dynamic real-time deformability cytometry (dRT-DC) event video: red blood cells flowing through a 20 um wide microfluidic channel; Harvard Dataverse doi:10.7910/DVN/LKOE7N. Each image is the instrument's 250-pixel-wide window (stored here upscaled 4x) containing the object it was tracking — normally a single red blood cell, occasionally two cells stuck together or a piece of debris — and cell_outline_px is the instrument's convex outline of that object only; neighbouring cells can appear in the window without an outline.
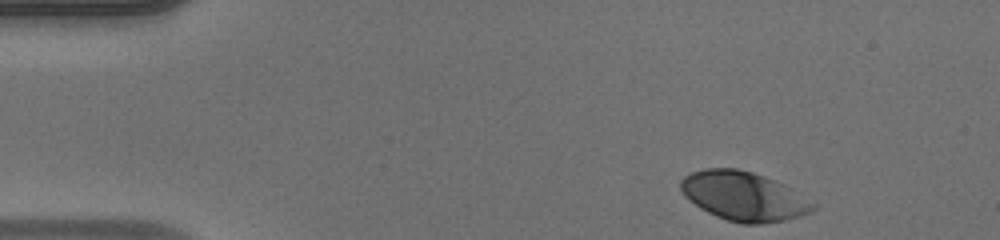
{"species": "human", "species_latin": "Homo sapiens", "temperature_condition": "warm", "stored_images_in_passage": 44, "camera_frame_rate_fps": 3000, "um_per_image_px": 0.085, "donor": {"sex": "male"}, "frame": {"image": 1, "passage_image": 1, "time_ms": 0.0, "image_size_px": [1000, 240], "cell_outline_px": [[816, 208], [812, 212], [800, 216], [784, 220], [764, 224], [740, 224], [716, 216], [700, 208], [684, 196], [680, 188], [680, 180], [684, 176], [692, 172], [704, 168], [736, 168], [752, 172], [764, 176], [784, 184], [816, 204]], "centroid_in_image_um": [63.21, 16.68], "position_along_channel_um": 21.8, "area_um2": 37.92}}
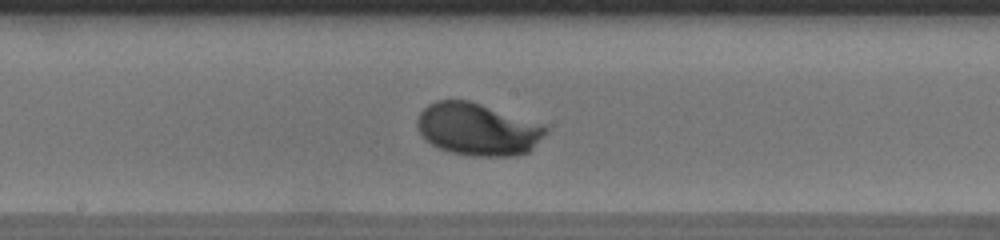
{"frame": {"image": 2, "passage_image": 21, "time_ms": 6.667, "image_size_px": [1000, 240], "cell_outline_px": [[548, 132], [528, 152], [516, 156], [476, 156], [452, 152], [440, 148], [424, 140], [416, 128], [416, 120], [420, 112], [428, 104], [436, 100], [468, 100], [544, 124], [548, 128]], "centroid_in_image_um": [40.59, 10.98], "position_along_channel_um": 207.6, "area_um2": 39.3}}
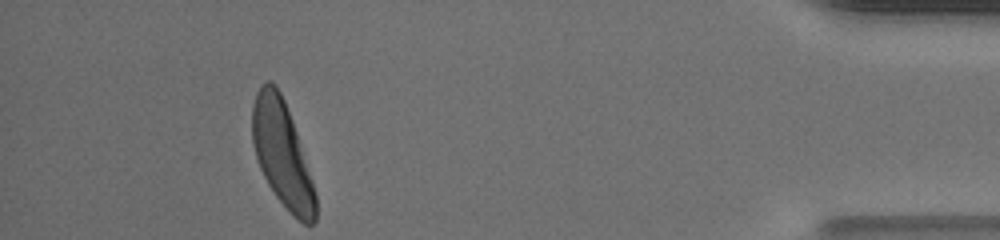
{"frame": {"image": 3, "passage_image": 40, "time_ms": 13.0, "image_size_px": [1000, 240], "cell_outline_px": [[316, 220], [312, 224], [304, 224], [296, 220], [292, 216], [276, 196], [268, 184], [260, 168], [252, 144], [252, 104], [256, 92], [268, 80], [272, 80], [276, 84], [284, 100], [292, 120], [316, 192]], "centroid_in_image_um": [23.97, 13.1], "position_along_channel_um": 411.2, "area_um2": 38.78}, "authors_computed_cell_mechanics": {"area_um2": 37.5122, "velocity_mm_per_s": 4.1388, "shape_relaxation_time_tau1_ms": 1.845, "shape_relaxation_time_tau2_ms": null, "deformation_change_tau1": 0.1533, "deformation_change_tau2": null}}